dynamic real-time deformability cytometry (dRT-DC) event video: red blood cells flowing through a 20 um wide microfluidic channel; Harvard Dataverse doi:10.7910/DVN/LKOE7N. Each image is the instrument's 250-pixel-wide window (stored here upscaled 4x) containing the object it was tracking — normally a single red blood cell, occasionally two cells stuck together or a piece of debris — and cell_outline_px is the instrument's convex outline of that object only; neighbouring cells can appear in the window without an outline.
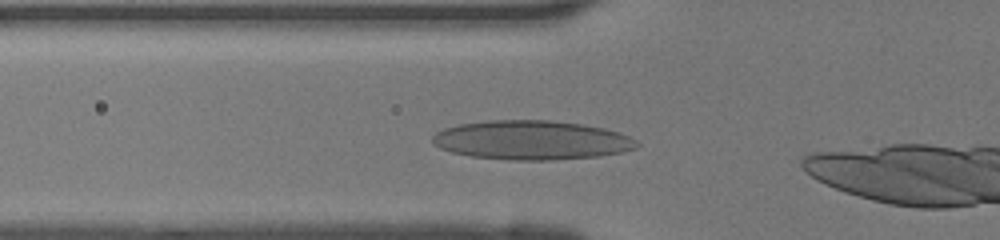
{"species": "human", "species_latin": "Homo sapiens", "temperature_condition": "room temperature", "stored_images_in_passage": 26, "camera_frame_rate_fps": 3000, "um_per_image_px": 0.085, "donor": {"sex": "female"}, "frame": {"image": 1, "passage_image": 3, "time_ms": 0.667, "image_size_px": [1000, 240], "cell_outline_px": [[640, 144], [636, 148], [620, 152], [596, 156], [552, 160], [512, 160], [472, 156], [452, 152], [440, 148], [432, 144], [432, 136], [436, 132], [444, 128], [460, 124], [488, 120], [548, 120], [584, 124], [604, 128], [628, 136], [636, 140]], "centroid_in_image_um": [45.16, 11.9], "position_along_channel_um": 80.6, "area_um2": 46.53}}
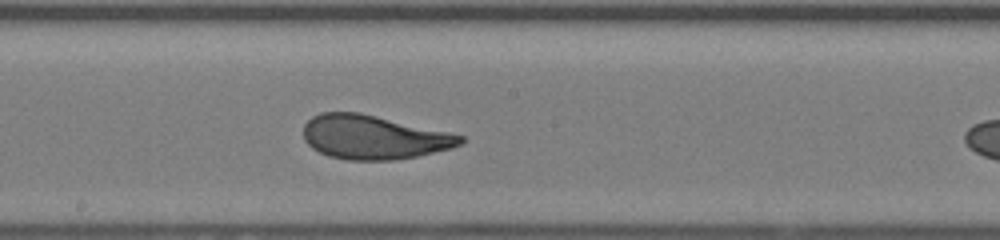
{"frame": {"image": 2, "passage_image": 12, "time_ms": 3.667, "image_size_px": [1000, 240], "cell_outline_px": [[464, 140], [460, 144], [452, 148], [416, 156], [396, 160], [348, 160], [328, 156], [312, 148], [304, 140], [304, 124], [312, 116], [320, 112], [360, 112], [448, 132], [464, 136]], "centroid_in_image_um": [31.73, 11.66], "position_along_channel_um": 216.5, "area_um2": 40.17}}
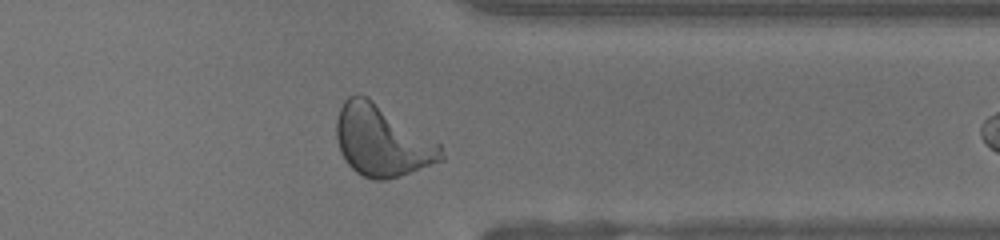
{"frame": {"image": 3, "passage_image": 23, "time_ms": 7.333, "image_size_px": [1000, 240], "cell_outline_px": [[444, 160], [400, 176], [384, 180], [372, 180], [356, 172], [344, 160], [340, 152], [336, 136], [336, 120], [340, 108], [344, 100], [348, 96], [356, 92], [368, 96], [440, 144], [444, 156]], "centroid_in_image_um": [32.44, 11.95], "position_along_channel_um": 379.0, "area_um2": 43.52}}